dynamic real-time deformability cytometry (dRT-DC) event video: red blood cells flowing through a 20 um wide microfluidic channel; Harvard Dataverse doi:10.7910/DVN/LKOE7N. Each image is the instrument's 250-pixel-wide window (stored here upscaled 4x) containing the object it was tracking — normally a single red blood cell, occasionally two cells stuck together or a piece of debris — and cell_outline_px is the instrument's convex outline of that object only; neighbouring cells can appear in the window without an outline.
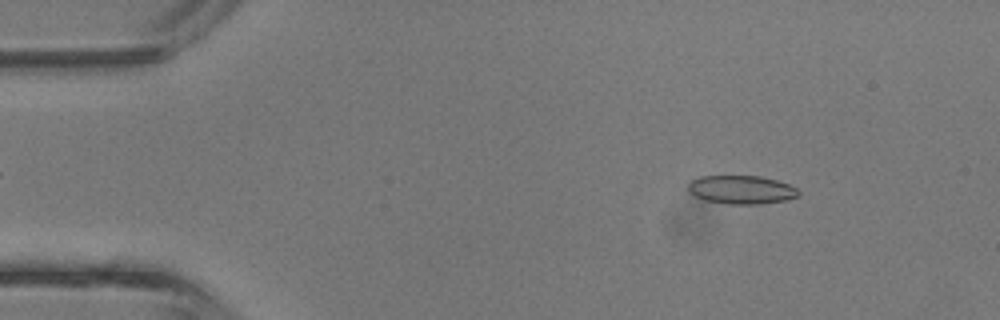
{"species": "common noctule bat (a hibernating species)", "species_latin": "Nyctalus noctula", "temperature_condition": "room temperature", "stored_images_in_passage": 41, "camera_frame_rate_fps": 3000, "um_per_image_px": 0.085, "animal": {"sex": "male", "body_mass_g": 13.3}, "frame": {"image": 1, "passage_image": 5, "time_ms": 1.333, "image_size_px": [1000, 320], "cell_outline_px": [[800, 196], [784, 200], [760, 204], [728, 204], [704, 200], [688, 192], [688, 184], [692, 180], [700, 176], [760, 176], [776, 180], [788, 184], [796, 188], [800, 192]], "centroid_in_image_um": [63.01, 16.13], "position_along_channel_um": 22.0, "area_um2": 18.32}}
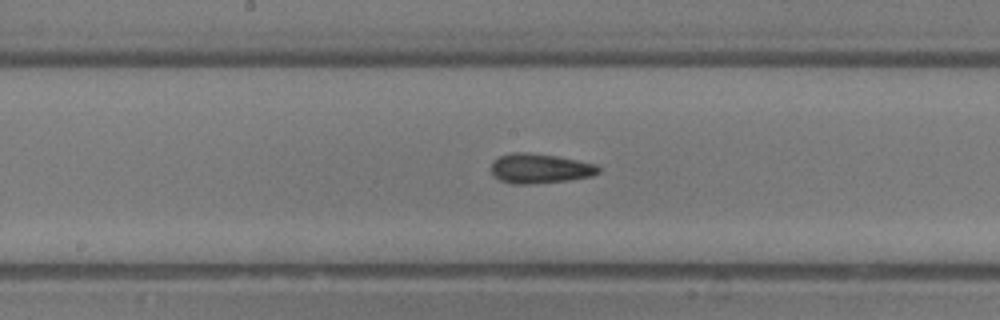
{"frame": {"image": 2, "passage_image": 21, "time_ms": 6.667, "image_size_px": [1000, 320], "cell_outline_px": [[600, 172], [592, 176], [568, 180], [532, 184], [512, 184], [500, 180], [492, 176], [492, 164], [500, 156], [512, 152], [524, 152], [556, 156], [596, 164], [600, 168]], "centroid_in_image_um": [45.89, 14.33], "position_along_channel_um": 202.3, "area_um2": 18.5}}
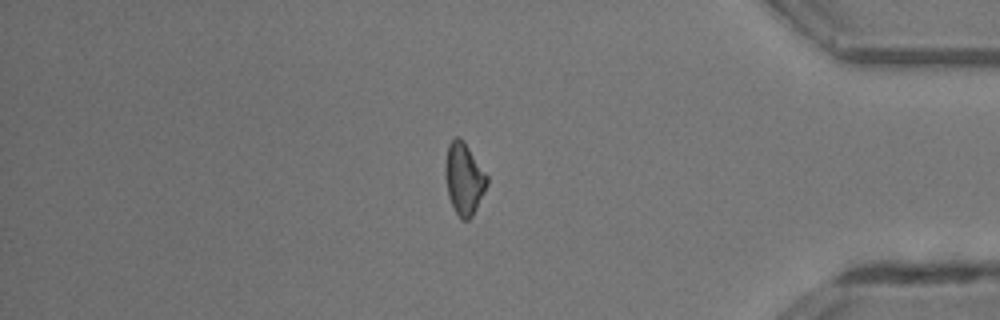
{"frame": {"image": 3, "passage_image": 35, "time_ms": 11.333, "image_size_px": [1000, 320], "cell_outline_px": [[488, 184], [472, 216], [468, 220], [460, 220], [448, 196], [444, 172], [444, 168], [448, 144], [456, 136], [460, 136], [464, 140], [488, 176]], "centroid_in_image_um": [39.43, 15.16], "position_along_channel_um": 395.8, "area_um2": 17.57}, "authors_computed_cell_mechanics": {"area_um2": 18.0914, "velocity_mm_per_s": 4.858, "shape_relaxation_time_tau1_ms": 3.8228, "shape_relaxation_time_tau2_ms": 2.2575, "deformation_change_tau1": 0.1058, "deformation_change_tau2": 0.1044}}